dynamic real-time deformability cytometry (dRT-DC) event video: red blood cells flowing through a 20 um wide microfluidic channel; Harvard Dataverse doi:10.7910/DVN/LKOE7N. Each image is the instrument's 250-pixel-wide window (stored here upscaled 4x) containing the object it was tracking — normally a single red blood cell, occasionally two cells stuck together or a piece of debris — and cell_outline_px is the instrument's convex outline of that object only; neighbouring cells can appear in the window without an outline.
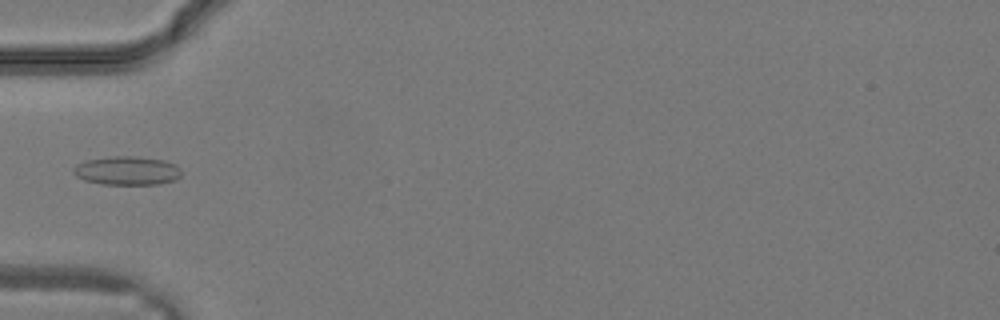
{"species": "common noctule bat (a hibernating species)", "species_latin": "Nyctalus noctula", "temperature_condition": "warm", "stored_images_in_passage": 8, "camera_frame_rate_fps": 3000, "um_per_image_px": 0.085, "animal": {"sex": "male", "body_mass_g": 19.2, "forearm_length_mm": 51.8}, "frame": {"image": 1, "passage_image": 5, "time_ms": 1.333, "image_size_px": [1000, 320], "cell_outline_px": [[180, 176], [176, 180], [156, 184], [104, 184], [84, 180], [76, 176], [72, 172], [72, 168], [76, 164], [88, 160], [112, 156], [136, 156], [164, 160], [176, 164], [180, 168]], "centroid_in_image_um": [10.8, 14.5], "position_along_channel_um": 74.2, "area_um2": 18.09}}
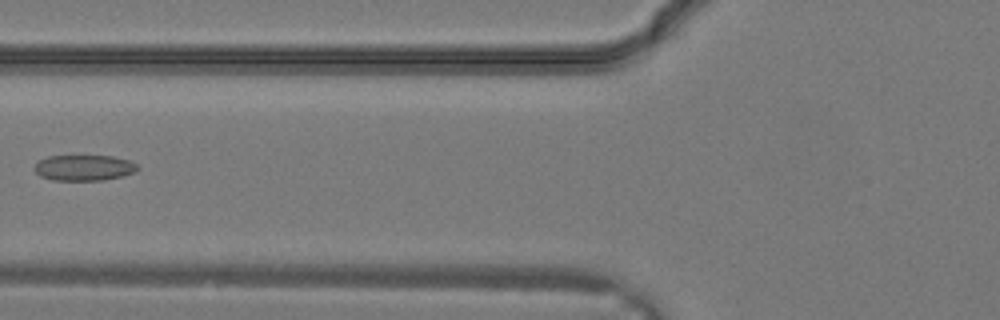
{"frame": {"image": 2, "passage_image": 7, "time_ms": 2.0, "image_size_px": [1000, 320], "cell_outline_px": [[140, 168], [136, 172], [124, 176], [104, 180], [52, 180], [40, 176], [32, 168], [40, 160], [48, 156], [112, 156], [128, 160], [136, 164]], "centroid_in_image_um": [7.16, 14.26], "position_along_channel_um": 118.6, "area_um2": 15.55}}